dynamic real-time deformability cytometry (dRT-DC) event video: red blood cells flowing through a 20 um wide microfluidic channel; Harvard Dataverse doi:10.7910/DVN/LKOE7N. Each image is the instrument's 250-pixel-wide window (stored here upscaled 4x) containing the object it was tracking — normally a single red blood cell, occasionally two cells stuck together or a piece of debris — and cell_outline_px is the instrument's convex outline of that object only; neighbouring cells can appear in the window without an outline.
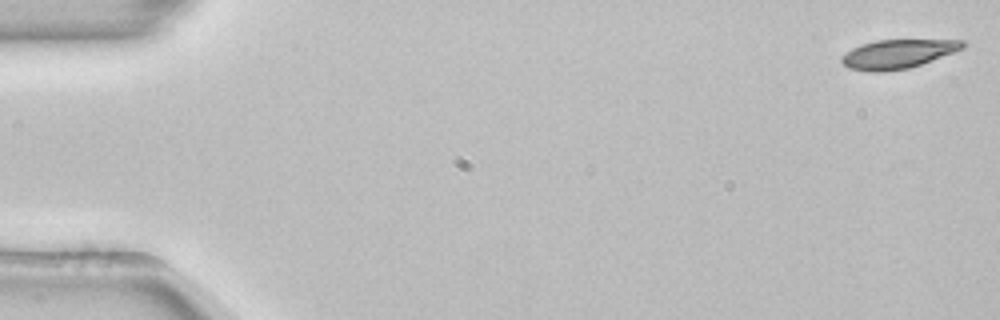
{"species": "common noctule bat (a hibernating species)", "species_latin": "Nyctalus noctula", "temperature_condition": "room temperature", "stored_images_in_passage": 53, "camera_frame_rate_fps": 3000, "um_per_image_px": 0.085, "animal": {"sex": "female", "body_mass_g": 22.7, "forearm_length_mm": 54.2}, "frame": {"image": 1, "passage_image": 1, "time_ms": 0.0, "image_size_px": [1000, 320], "cell_outline_px": [[968, 44], [964, 48], [920, 64], [908, 68], [884, 72], [868, 72], [848, 68], [840, 60], [840, 56], [852, 48], [876, 40], [964, 40]], "centroid_in_image_um": [76.29, 4.59], "position_along_channel_um": 8.7, "area_um2": 20.35}}
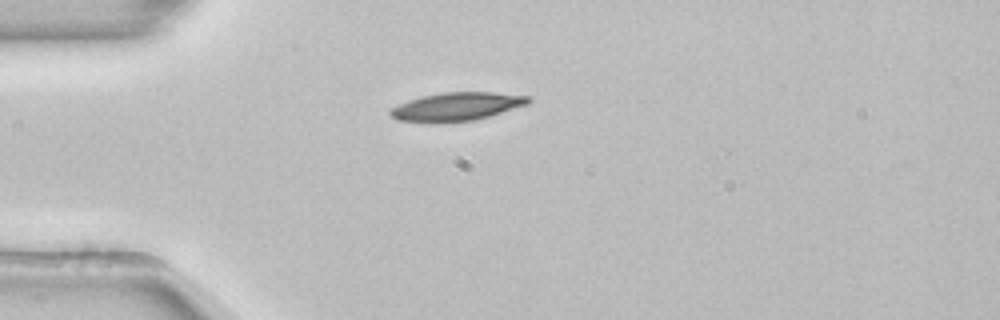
{"frame": {"image": 2, "passage_image": 14, "time_ms": 4.333, "image_size_px": [1000, 320], "cell_outline_px": [[532, 100], [528, 104], [488, 116], [472, 120], [396, 120], [388, 112], [392, 108], [408, 100], [424, 96], [444, 92], [492, 92], [532, 96]], "centroid_in_image_um": [38.91, 9.01], "position_along_channel_um": 46.1, "area_um2": 21.79}}
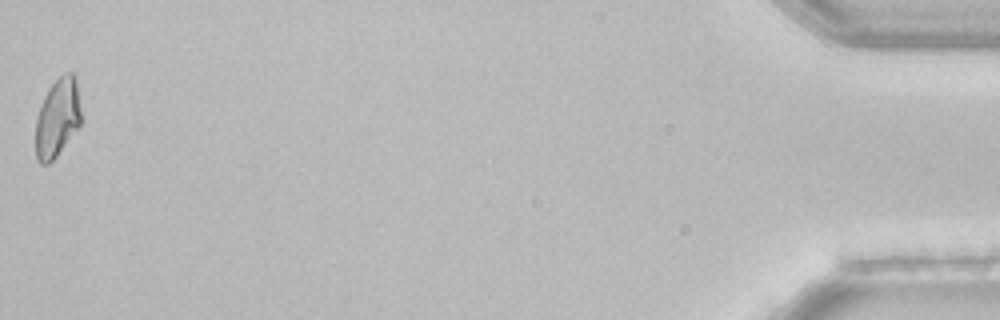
{"frame": {"image": 3, "passage_image": 53, "time_ms": 17.333, "image_size_px": [1000, 320], "cell_outline_px": [[80, 124], [56, 156], [48, 164], [40, 164], [36, 160], [36, 120], [44, 96], [48, 88], [64, 72], [72, 72], [76, 76], [80, 108]], "centroid_in_image_um": [4.87, 9.99], "position_along_channel_um": 430.3, "area_um2": 20.58}, "authors_computed_cell_mechanics": {"area_um2": 21.386, "velocity_mm_per_s": 3.866, "shape_relaxation_time_tau1_ms": 3.6304, "shape_relaxation_time_tau2_ms": null, "deformation_change_tau1": 0.111, "deformation_change_tau2": null}}